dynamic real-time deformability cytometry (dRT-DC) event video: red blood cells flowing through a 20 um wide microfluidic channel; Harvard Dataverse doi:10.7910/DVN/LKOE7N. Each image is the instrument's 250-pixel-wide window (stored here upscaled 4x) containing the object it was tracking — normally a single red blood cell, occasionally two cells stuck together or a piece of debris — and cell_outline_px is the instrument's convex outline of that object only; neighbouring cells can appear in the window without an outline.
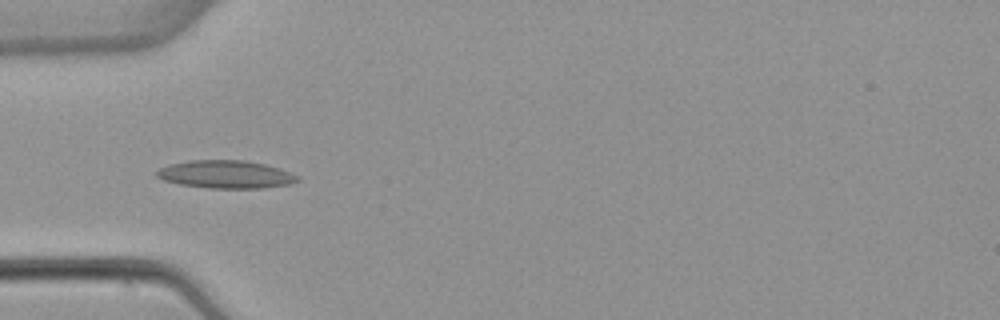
{"species": "common noctule bat (a hibernating species)", "species_latin": "Nyctalus noctula", "temperature_condition": "warm", "stored_images_in_passage": 5, "camera_frame_rate_fps": 3000, "um_per_image_px": 0.085, "animal": {"sex": "female", "body_mass_g": 22.7, "forearm_length_mm": 54.2}, "frame": {"image": 1, "passage_image": 5, "time_ms": 4.667, "image_size_px": [1000, 320], "cell_outline_px": [[300, 180], [288, 184], [264, 188], [208, 188], [180, 184], [164, 180], [156, 176], [156, 172], [160, 168], [168, 164], [188, 160], [244, 160], [264, 164], [280, 168], [296, 176]], "centroid_in_image_um": [19.15, 14.82], "position_along_channel_um": 65.8, "area_um2": 22.77}}